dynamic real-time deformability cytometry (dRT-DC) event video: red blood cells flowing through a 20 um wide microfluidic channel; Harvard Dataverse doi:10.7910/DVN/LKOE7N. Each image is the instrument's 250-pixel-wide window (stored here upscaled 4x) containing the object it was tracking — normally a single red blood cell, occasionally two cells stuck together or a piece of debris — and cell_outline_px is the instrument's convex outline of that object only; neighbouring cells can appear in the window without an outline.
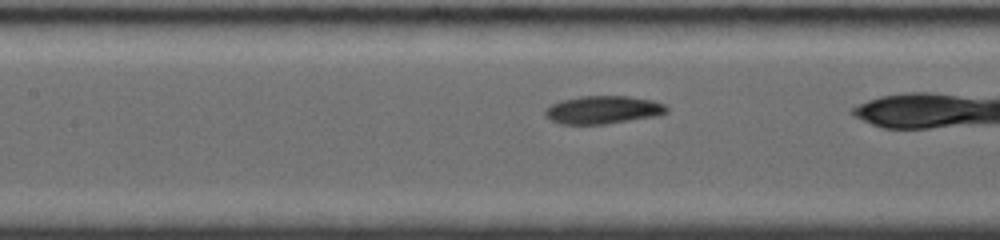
{"species": "common noctule bat (a hibernating species)", "species_latin": "Nyctalus noctula", "temperature_condition": "room temperature", "stored_images_in_passage": 30, "camera_frame_rate_fps": 4000, "um_per_image_px": 0.085, "animal": {"sex": "female", "body_mass_g": 19.0, "forearm_length_mm": 56.7}, "frame": {"image": 1, "passage_image": 11, "time_ms": 2.25, "image_size_px": [1000, 240], "cell_outline_px": [[668, 112], [656, 116], [608, 124], [560, 124], [548, 120], [544, 116], [544, 108], [560, 100], [580, 96], [628, 96], [652, 100], [664, 104], [668, 108]], "centroid_in_image_um": [51.21, 9.34], "position_along_channel_um": 156.2, "area_um2": 20.11}}